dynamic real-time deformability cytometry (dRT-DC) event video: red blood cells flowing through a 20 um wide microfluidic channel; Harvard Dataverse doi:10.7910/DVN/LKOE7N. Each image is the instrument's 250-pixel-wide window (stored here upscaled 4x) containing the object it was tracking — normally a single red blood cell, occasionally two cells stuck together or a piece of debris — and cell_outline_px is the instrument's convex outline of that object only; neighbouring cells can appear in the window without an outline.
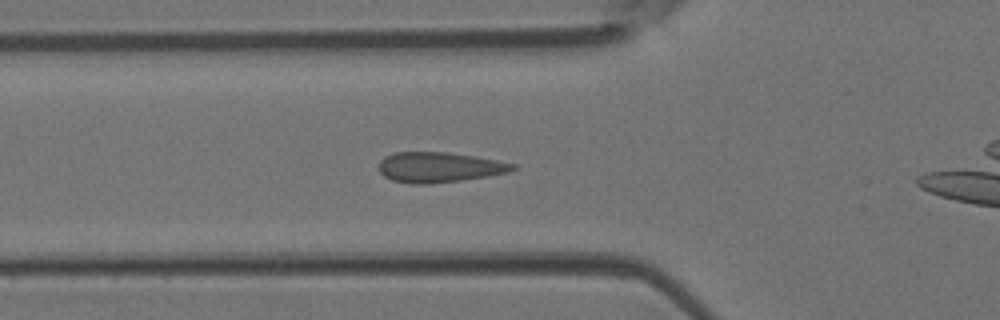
{"species": "Egyptian fruit bat (a non-hibernating species)", "species_latin": "Rousettus aegyptiacus", "temperature_condition": "room temperature", "stored_images_in_passage": 39, "camera_frame_rate_fps": 3000, "um_per_image_px": 0.085, "animal": {"sex": "female"}, "frame": {"image": 1, "passage_image": 9, "time_ms": 2.667, "image_size_px": [1000, 320], "cell_outline_px": [[516, 168], [508, 172], [460, 180], [428, 184], [408, 184], [392, 180], [384, 176], [380, 172], [380, 160], [384, 156], [396, 152], [448, 152], [476, 156], [516, 164]], "centroid_in_image_um": [37.3, 14.21], "position_along_channel_um": 88.5, "area_um2": 23.47}}
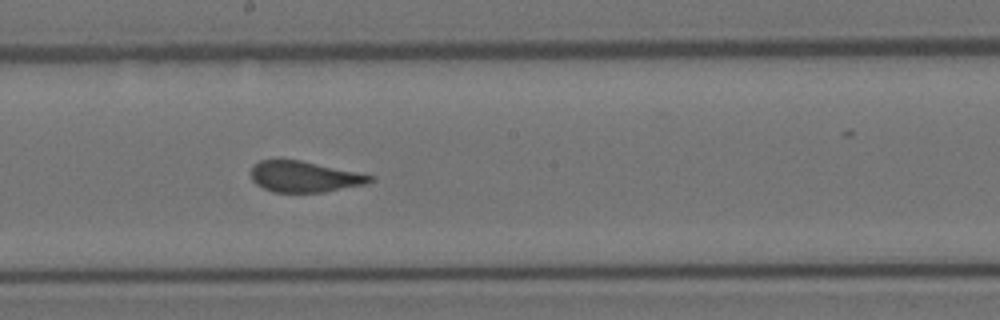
{"frame": {"image": 2, "passage_image": 18, "time_ms": 5.667, "image_size_px": [1000, 320], "cell_outline_px": [[376, 180], [368, 184], [324, 192], [272, 192], [256, 184], [252, 180], [252, 164], [260, 160], [300, 160], [376, 176]], "centroid_in_image_um": [25.92, 15.02], "position_along_channel_um": 222.3, "area_um2": 21.56}}
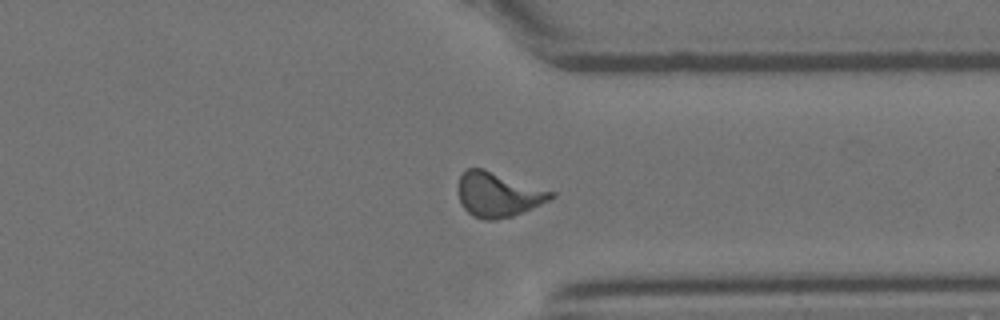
{"frame": {"image": 3, "passage_image": 28, "time_ms": 9.0, "image_size_px": [1000, 320], "cell_outline_px": [[556, 196], [532, 208], [512, 216], [496, 220], [484, 220], [472, 216], [460, 204], [456, 188], [460, 176], [468, 168], [484, 168], [556, 192]], "centroid_in_image_um": [42.31, 16.53], "position_along_channel_um": 369.1, "area_um2": 24.45}}